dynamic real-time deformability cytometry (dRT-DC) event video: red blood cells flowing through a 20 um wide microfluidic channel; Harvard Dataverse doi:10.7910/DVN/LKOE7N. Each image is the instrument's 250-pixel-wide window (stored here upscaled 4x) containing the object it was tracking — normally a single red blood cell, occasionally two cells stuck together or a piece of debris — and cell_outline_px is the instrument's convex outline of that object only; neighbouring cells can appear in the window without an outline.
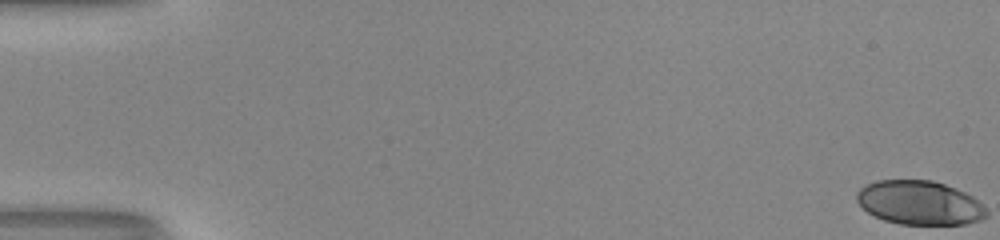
{"species": "human", "species_latin": "Homo sapiens", "temperature_condition": "room temperature", "stored_images_in_passage": 54, "camera_frame_rate_fps": 3000, "um_per_image_px": 0.085, "donor": {"sex": "male"}, "frame": {"image": 1, "passage_image": 1, "time_ms": 0.0, "image_size_px": [1000, 240], "cell_outline_px": [[984, 216], [976, 220], [960, 224], [904, 224], [888, 220], [876, 216], [868, 212], [860, 204], [856, 196], [868, 184], [880, 180], [928, 180], [944, 184], [968, 196], [984, 212]], "centroid_in_image_um": [78.06, 17.23], "position_along_channel_um": 6.9, "area_um2": 31.39}}
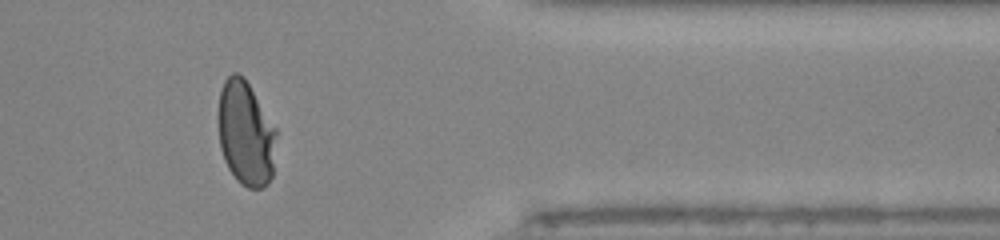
{"frame": {"image": 2, "passage_image": 45, "time_ms": 14.667, "image_size_px": [1000, 240], "cell_outline_px": [[276, 132], [272, 176], [260, 188], [248, 188], [228, 168], [220, 144], [220, 92], [224, 80], [232, 72], [236, 72], [248, 84], [276, 128]], "centroid_in_image_um": [20.9, 11.33], "position_along_channel_um": 390.5, "area_um2": 34.1}}
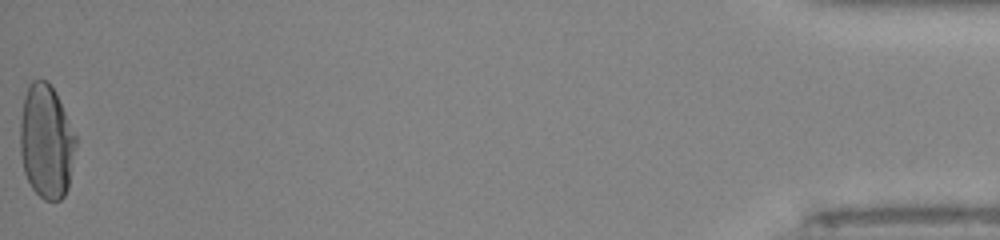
{"frame": {"image": 3, "passage_image": 54, "time_ms": 17.667, "image_size_px": [1000, 240], "cell_outline_px": [[76, 140], [68, 184], [64, 196], [60, 200], [48, 200], [40, 196], [32, 188], [24, 172], [20, 144], [20, 132], [24, 100], [28, 88], [36, 80], [44, 80], [52, 88], [76, 136]], "centroid_in_image_um": [3.93, 12.08], "position_along_channel_um": 431.3, "area_um2": 35.6}, "authors_computed_cell_mechanics": {"area_um2": 33.4662, "velocity_mm_per_s": 4.027, "shape_relaxation_time_tau1_ms": 5.1583, "shape_relaxation_time_tau2_ms": null, "deformation_change_tau1": 0.207, "deformation_change_tau2": null}}